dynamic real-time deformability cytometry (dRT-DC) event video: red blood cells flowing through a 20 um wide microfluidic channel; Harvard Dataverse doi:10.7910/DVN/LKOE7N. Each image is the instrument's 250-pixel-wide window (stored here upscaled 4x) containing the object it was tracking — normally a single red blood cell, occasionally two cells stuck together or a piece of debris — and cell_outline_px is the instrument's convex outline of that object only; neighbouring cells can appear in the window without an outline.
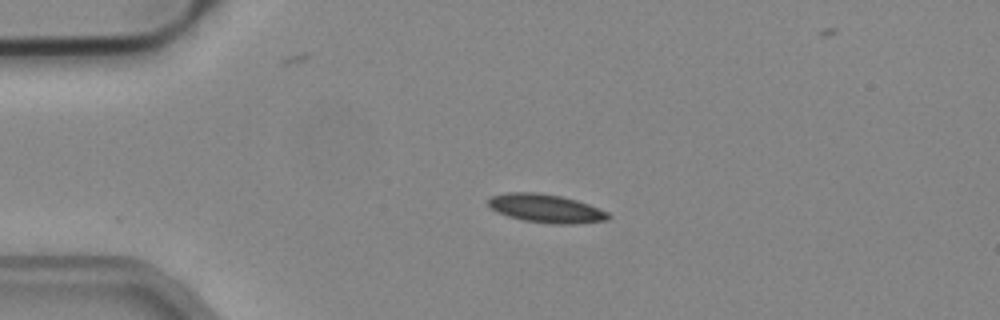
{"species": "common noctule bat (a hibernating species)", "species_latin": "Nyctalus noctula", "temperature_condition": "cold", "stored_images_in_passage": 42, "camera_frame_rate_fps": 3000, "um_per_image_px": 0.085, "animal": {"sex": "male", "body_mass_g": 19.2, "forearm_length_mm": 51.8}, "frame": {"image": 1, "passage_image": 1, "time_ms": 0.0, "image_size_px": [1000, 320], "cell_outline_px": [[612, 216], [608, 220], [572, 224], [552, 224], [524, 220], [508, 216], [496, 212], [488, 204], [488, 200], [492, 196], [504, 192], [536, 192], [560, 196], [576, 200], [588, 204], [608, 212]], "centroid_in_image_um": [46.41, 17.71], "position_along_channel_um": 38.6, "area_um2": 19.88}}
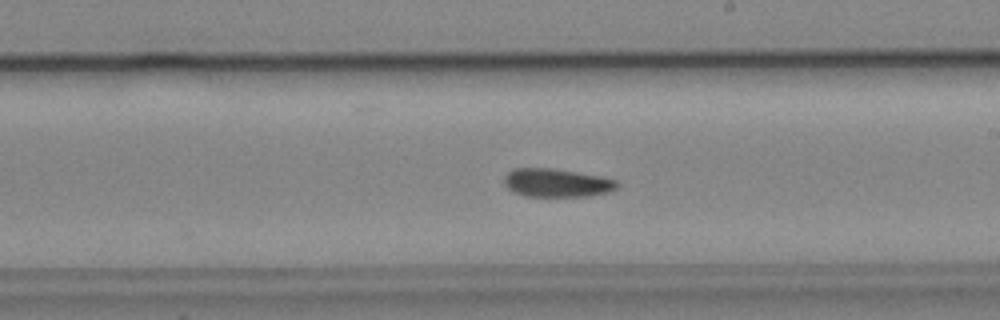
{"frame": {"image": 2, "passage_image": 19, "time_ms": 6.0, "image_size_px": [1000, 320], "cell_outline_px": [[620, 184], [616, 188], [608, 192], [588, 196], [524, 196], [512, 192], [504, 184], [504, 176], [512, 168], [552, 168], [600, 176], [616, 180]], "centroid_in_image_um": [47.29, 15.54], "position_along_channel_um": 241.7, "area_um2": 18.73}}
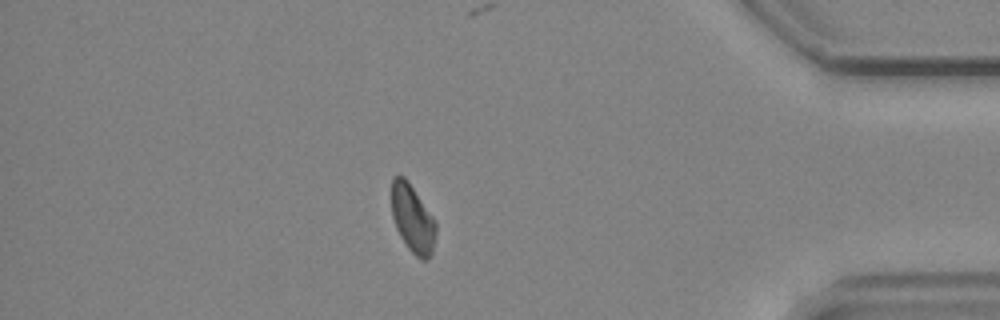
{"frame": {"image": 3, "passage_image": 34, "time_ms": 11.0, "image_size_px": [1000, 320], "cell_outline_px": [[436, 232], [432, 252], [428, 260], [420, 260], [408, 248], [400, 236], [396, 228], [392, 216], [392, 176], [404, 176], [408, 180], [432, 216], [436, 224]], "centroid_in_image_um": [35.06, 18.6], "position_along_channel_um": 400.1, "area_um2": 17.46}}